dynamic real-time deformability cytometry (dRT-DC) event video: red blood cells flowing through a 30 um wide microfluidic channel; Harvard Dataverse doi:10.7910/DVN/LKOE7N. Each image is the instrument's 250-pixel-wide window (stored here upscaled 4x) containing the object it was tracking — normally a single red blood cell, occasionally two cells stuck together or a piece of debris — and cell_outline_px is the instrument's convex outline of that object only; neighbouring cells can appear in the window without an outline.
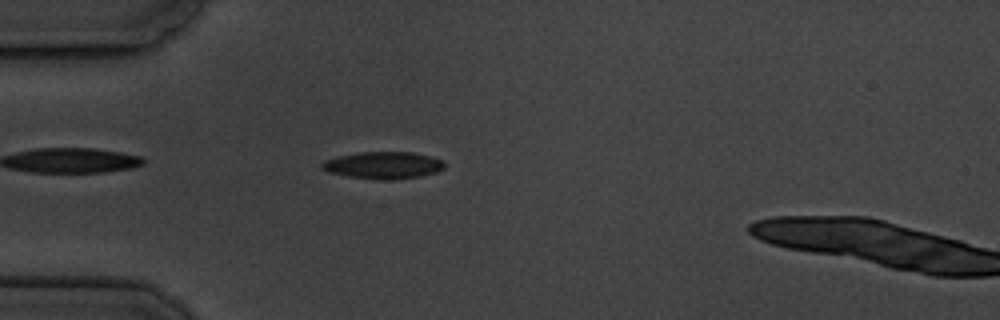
{"species": "common noctule bat (a hibernating species)", "species_latin": "Nyctalus noctula", "temperature_condition": "cold", "stored_images_in_passage": 4, "camera_frame_rate_fps": 3000, "um_per_image_px": 0.085, "animal": {"sex": "male", "body_mass_g": 19.5, "forearm_length_mm": 54.6}, "frame": {"image": 1, "passage_image": 3, "time_ms": 2.333, "image_size_px": [1000, 320], "cell_outline_px": [[444, 168], [436, 172], [420, 176], [392, 180], [384, 180], [348, 176], [328, 172], [320, 168], [320, 164], [324, 160], [336, 156], [360, 152], [412, 152], [432, 156], [444, 160]], "centroid_in_image_um": [32.57, 14.04], "position_along_channel_um": 52.4, "area_um2": 19.48}}